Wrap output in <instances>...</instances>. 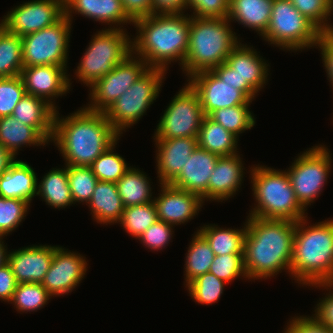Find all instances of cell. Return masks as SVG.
Instances as JSON below:
<instances>
[{
	"label": "cell",
	"mask_w": 333,
	"mask_h": 333,
	"mask_svg": "<svg viewBox=\"0 0 333 333\" xmlns=\"http://www.w3.org/2000/svg\"><path fill=\"white\" fill-rule=\"evenodd\" d=\"M64 15V0H32L8 11L0 24L23 37L57 23Z\"/></svg>",
	"instance_id": "obj_14"
},
{
	"label": "cell",
	"mask_w": 333,
	"mask_h": 333,
	"mask_svg": "<svg viewBox=\"0 0 333 333\" xmlns=\"http://www.w3.org/2000/svg\"><path fill=\"white\" fill-rule=\"evenodd\" d=\"M321 33L290 0H273L270 23L261 37L280 49L302 51L316 47Z\"/></svg>",
	"instance_id": "obj_8"
},
{
	"label": "cell",
	"mask_w": 333,
	"mask_h": 333,
	"mask_svg": "<svg viewBox=\"0 0 333 333\" xmlns=\"http://www.w3.org/2000/svg\"><path fill=\"white\" fill-rule=\"evenodd\" d=\"M58 246L30 245L8 252L7 264L20 283H42Z\"/></svg>",
	"instance_id": "obj_20"
},
{
	"label": "cell",
	"mask_w": 333,
	"mask_h": 333,
	"mask_svg": "<svg viewBox=\"0 0 333 333\" xmlns=\"http://www.w3.org/2000/svg\"><path fill=\"white\" fill-rule=\"evenodd\" d=\"M204 117L197 92L186 83L164 110L153 139L197 138Z\"/></svg>",
	"instance_id": "obj_12"
},
{
	"label": "cell",
	"mask_w": 333,
	"mask_h": 333,
	"mask_svg": "<svg viewBox=\"0 0 333 333\" xmlns=\"http://www.w3.org/2000/svg\"><path fill=\"white\" fill-rule=\"evenodd\" d=\"M185 255L184 279L187 285L196 277L209 272L215 254L207 240L196 231Z\"/></svg>",
	"instance_id": "obj_34"
},
{
	"label": "cell",
	"mask_w": 333,
	"mask_h": 333,
	"mask_svg": "<svg viewBox=\"0 0 333 333\" xmlns=\"http://www.w3.org/2000/svg\"><path fill=\"white\" fill-rule=\"evenodd\" d=\"M56 109L46 100L25 94L17 103L12 116L27 126L34 127L48 142L53 137Z\"/></svg>",
	"instance_id": "obj_25"
},
{
	"label": "cell",
	"mask_w": 333,
	"mask_h": 333,
	"mask_svg": "<svg viewBox=\"0 0 333 333\" xmlns=\"http://www.w3.org/2000/svg\"><path fill=\"white\" fill-rule=\"evenodd\" d=\"M154 14L185 13L187 0H152ZM184 10V11H183Z\"/></svg>",
	"instance_id": "obj_53"
},
{
	"label": "cell",
	"mask_w": 333,
	"mask_h": 333,
	"mask_svg": "<svg viewBox=\"0 0 333 333\" xmlns=\"http://www.w3.org/2000/svg\"><path fill=\"white\" fill-rule=\"evenodd\" d=\"M239 139L209 116L203 118L199 129L198 147L221 156L237 154Z\"/></svg>",
	"instance_id": "obj_30"
},
{
	"label": "cell",
	"mask_w": 333,
	"mask_h": 333,
	"mask_svg": "<svg viewBox=\"0 0 333 333\" xmlns=\"http://www.w3.org/2000/svg\"><path fill=\"white\" fill-rule=\"evenodd\" d=\"M218 158V155L197 147L170 185L199 195L205 203L208 201L209 178Z\"/></svg>",
	"instance_id": "obj_22"
},
{
	"label": "cell",
	"mask_w": 333,
	"mask_h": 333,
	"mask_svg": "<svg viewBox=\"0 0 333 333\" xmlns=\"http://www.w3.org/2000/svg\"><path fill=\"white\" fill-rule=\"evenodd\" d=\"M174 225L168 224L161 220H157L153 225H150L145 232H143L139 237L143 245L151 250H162L165 248L171 238L173 237V227Z\"/></svg>",
	"instance_id": "obj_46"
},
{
	"label": "cell",
	"mask_w": 333,
	"mask_h": 333,
	"mask_svg": "<svg viewBox=\"0 0 333 333\" xmlns=\"http://www.w3.org/2000/svg\"><path fill=\"white\" fill-rule=\"evenodd\" d=\"M159 196L154 197L158 219L171 225H181L193 219L204 201L194 193L178 189L170 184H160Z\"/></svg>",
	"instance_id": "obj_19"
},
{
	"label": "cell",
	"mask_w": 333,
	"mask_h": 333,
	"mask_svg": "<svg viewBox=\"0 0 333 333\" xmlns=\"http://www.w3.org/2000/svg\"><path fill=\"white\" fill-rule=\"evenodd\" d=\"M158 220L153 202L125 207L118 222L123 229L135 239Z\"/></svg>",
	"instance_id": "obj_37"
},
{
	"label": "cell",
	"mask_w": 333,
	"mask_h": 333,
	"mask_svg": "<svg viewBox=\"0 0 333 333\" xmlns=\"http://www.w3.org/2000/svg\"><path fill=\"white\" fill-rule=\"evenodd\" d=\"M187 81L197 92L205 116L220 108L252 103L242 91L221 80L211 70L196 73Z\"/></svg>",
	"instance_id": "obj_16"
},
{
	"label": "cell",
	"mask_w": 333,
	"mask_h": 333,
	"mask_svg": "<svg viewBox=\"0 0 333 333\" xmlns=\"http://www.w3.org/2000/svg\"><path fill=\"white\" fill-rule=\"evenodd\" d=\"M243 258L248 279L290 274L296 222L248 216Z\"/></svg>",
	"instance_id": "obj_2"
},
{
	"label": "cell",
	"mask_w": 333,
	"mask_h": 333,
	"mask_svg": "<svg viewBox=\"0 0 333 333\" xmlns=\"http://www.w3.org/2000/svg\"><path fill=\"white\" fill-rule=\"evenodd\" d=\"M230 24L228 18L190 16L188 49L181 68L187 79L226 62L231 50L240 42Z\"/></svg>",
	"instance_id": "obj_5"
},
{
	"label": "cell",
	"mask_w": 333,
	"mask_h": 333,
	"mask_svg": "<svg viewBox=\"0 0 333 333\" xmlns=\"http://www.w3.org/2000/svg\"><path fill=\"white\" fill-rule=\"evenodd\" d=\"M121 3L125 13L133 22L154 14L152 0H121Z\"/></svg>",
	"instance_id": "obj_50"
},
{
	"label": "cell",
	"mask_w": 333,
	"mask_h": 333,
	"mask_svg": "<svg viewBox=\"0 0 333 333\" xmlns=\"http://www.w3.org/2000/svg\"><path fill=\"white\" fill-rule=\"evenodd\" d=\"M87 205L93 216L92 219L106 225L118 223L125 208L116 183L99 180Z\"/></svg>",
	"instance_id": "obj_27"
},
{
	"label": "cell",
	"mask_w": 333,
	"mask_h": 333,
	"mask_svg": "<svg viewBox=\"0 0 333 333\" xmlns=\"http://www.w3.org/2000/svg\"><path fill=\"white\" fill-rule=\"evenodd\" d=\"M38 178L26 161L15 160L0 177V197L26 200L37 196Z\"/></svg>",
	"instance_id": "obj_26"
},
{
	"label": "cell",
	"mask_w": 333,
	"mask_h": 333,
	"mask_svg": "<svg viewBox=\"0 0 333 333\" xmlns=\"http://www.w3.org/2000/svg\"><path fill=\"white\" fill-rule=\"evenodd\" d=\"M4 236H0V267L7 263L8 251L7 246L4 245Z\"/></svg>",
	"instance_id": "obj_56"
},
{
	"label": "cell",
	"mask_w": 333,
	"mask_h": 333,
	"mask_svg": "<svg viewBox=\"0 0 333 333\" xmlns=\"http://www.w3.org/2000/svg\"><path fill=\"white\" fill-rule=\"evenodd\" d=\"M189 15V16H188ZM137 29L132 53L149 68L168 70L173 61L183 68L190 34V14H153L133 22Z\"/></svg>",
	"instance_id": "obj_3"
},
{
	"label": "cell",
	"mask_w": 333,
	"mask_h": 333,
	"mask_svg": "<svg viewBox=\"0 0 333 333\" xmlns=\"http://www.w3.org/2000/svg\"><path fill=\"white\" fill-rule=\"evenodd\" d=\"M273 0H230L228 20L262 36L270 23Z\"/></svg>",
	"instance_id": "obj_28"
},
{
	"label": "cell",
	"mask_w": 333,
	"mask_h": 333,
	"mask_svg": "<svg viewBox=\"0 0 333 333\" xmlns=\"http://www.w3.org/2000/svg\"><path fill=\"white\" fill-rule=\"evenodd\" d=\"M15 159L9 151L0 145V177L9 169Z\"/></svg>",
	"instance_id": "obj_55"
},
{
	"label": "cell",
	"mask_w": 333,
	"mask_h": 333,
	"mask_svg": "<svg viewBox=\"0 0 333 333\" xmlns=\"http://www.w3.org/2000/svg\"><path fill=\"white\" fill-rule=\"evenodd\" d=\"M159 184H170L198 147L197 138L154 139Z\"/></svg>",
	"instance_id": "obj_21"
},
{
	"label": "cell",
	"mask_w": 333,
	"mask_h": 333,
	"mask_svg": "<svg viewBox=\"0 0 333 333\" xmlns=\"http://www.w3.org/2000/svg\"><path fill=\"white\" fill-rule=\"evenodd\" d=\"M68 183L73 203L88 204L98 182L91 167L67 166Z\"/></svg>",
	"instance_id": "obj_40"
},
{
	"label": "cell",
	"mask_w": 333,
	"mask_h": 333,
	"mask_svg": "<svg viewBox=\"0 0 333 333\" xmlns=\"http://www.w3.org/2000/svg\"><path fill=\"white\" fill-rule=\"evenodd\" d=\"M197 231L207 240L215 255L243 254L246 222L242 229H224L208 224L200 226Z\"/></svg>",
	"instance_id": "obj_32"
},
{
	"label": "cell",
	"mask_w": 333,
	"mask_h": 333,
	"mask_svg": "<svg viewBox=\"0 0 333 333\" xmlns=\"http://www.w3.org/2000/svg\"><path fill=\"white\" fill-rule=\"evenodd\" d=\"M230 0H187L191 16L201 18H227Z\"/></svg>",
	"instance_id": "obj_47"
},
{
	"label": "cell",
	"mask_w": 333,
	"mask_h": 333,
	"mask_svg": "<svg viewBox=\"0 0 333 333\" xmlns=\"http://www.w3.org/2000/svg\"><path fill=\"white\" fill-rule=\"evenodd\" d=\"M211 71L221 80H224V82L235 86V89L239 90V77L235 73V70L231 68L226 62L221 63Z\"/></svg>",
	"instance_id": "obj_54"
},
{
	"label": "cell",
	"mask_w": 333,
	"mask_h": 333,
	"mask_svg": "<svg viewBox=\"0 0 333 333\" xmlns=\"http://www.w3.org/2000/svg\"><path fill=\"white\" fill-rule=\"evenodd\" d=\"M58 246L42 286L54 297L72 292L84 279L87 271L86 257Z\"/></svg>",
	"instance_id": "obj_15"
},
{
	"label": "cell",
	"mask_w": 333,
	"mask_h": 333,
	"mask_svg": "<svg viewBox=\"0 0 333 333\" xmlns=\"http://www.w3.org/2000/svg\"><path fill=\"white\" fill-rule=\"evenodd\" d=\"M291 319L284 333H333V329L321 324L314 316H294Z\"/></svg>",
	"instance_id": "obj_48"
},
{
	"label": "cell",
	"mask_w": 333,
	"mask_h": 333,
	"mask_svg": "<svg viewBox=\"0 0 333 333\" xmlns=\"http://www.w3.org/2000/svg\"><path fill=\"white\" fill-rule=\"evenodd\" d=\"M132 38L125 28H106L92 36L75 70L78 81L91 87L132 54Z\"/></svg>",
	"instance_id": "obj_7"
},
{
	"label": "cell",
	"mask_w": 333,
	"mask_h": 333,
	"mask_svg": "<svg viewBox=\"0 0 333 333\" xmlns=\"http://www.w3.org/2000/svg\"><path fill=\"white\" fill-rule=\"evenodd\" d=\"M150 179L144 171L130 167L116 182L124 207L153 202Z\"/></svg>",
	"instance_id": "obj_33"
},
{
	"label": "cell",
	"mask_w": 333,
	"mask_h": 333,
	"mask_svg": "<svg viewBox=\"0 0 333 333\" xmlns=\"http://www.w3.org/2000/svg\"><path fill=\"white\" fill-rule=\"evenodd\" d=\"M37 195L55 209H63L74 204L68 183L67 166L49 170L37 184Z\"/></svg>",
	"instance_id": "obj_31"
},
{
	"label": "cell",
	"mask_w": 333,
	"mask_h": 333,
	"mask_svg": "<svg viewBox=\"0 0 333 333\" xmlns=\"http://www.w3.org/2000/svg\"><path fill=\"white\" fill-rule=\"evenodd\" d=\"M209 273L214 274L226 283H230L240 276V278L248 279L243 254L215 255Z\"/></svg>",
	"instance_id": "obj_44"
},
{
	"label": "cell",
	"mask_w": 333,
	"mask_h": 333,
	"mask_svg": "<svg viewBox=\"0 0 333 333\" xmlns=\"http://www.w3.org/2000/svg\"><path fill=\"white\" fill-rule=\"evenodd\" d=\"M331 155L325 145H315L298 155L286 170L295 196L305 210L319 197L328 180Z\"/></svg>",
	"instance_id": "obj_10"
},
{
	"label": "cell",
	"mask_w": 333,
	"mask_h": 333,
	"mask_svg": "<svg viewBox=\"0 0 333 333\" xmlns=\"http://www.w3.org/2000/svg\"><path fill=\"white\" fill-rule=\"evenodd\" d=\"M252 191L256 206L248 216L262 219L298 222L307 217L298 202L286 170H276L265 165L251 167Z\"/></svg>",
	"instance_id": "obj_6"
},
{
	"label": "cell",
	"mask_w": 333,
	"mask_h": 333,
	"mask_svg": "<svg viewBox=\"0 0 333 333\" xmlns=\"http://www.w3.org/2000/svg\"><path fill=\"white\" fill-rule=\"evenodd\" d=\"M296 222L290 275L296 283L333 289V219ZM307 224V225H306Z\"/></svg>",
	"instance_id": "obj_4"
},
{
	"label": "cell",
	"mask_w": 333,
	"mask_h": 333,
	"mask_svg": "<svg viewBox=\"0 0 333 333\" xmlns=\"http://www.w3.org/2000/svg\"><path fill=\"white\" fill-rule=\"evenodd\" d=\"M30 203L26 200L0 197V236H7L25 219Z\"/></svg>",
	"instance_id": "obj_43"
},
{
	"label": "cell",
	"mask_w": 333,
	"mask_h": 333,
	"mask_svg": "<svg viewBox=\"0 0 333 333\" xmlns=\"http://www.w3.org/2000/svg\"><path fill=\"white\" fill-rule=\"evenodd\" d=\"M325 297V298H324ZM320 299L312 314L321 324L333 329V291Z\"/></svg>",
	"instance_id": "obj_51"
},
{
	"label": "cell",
	"mask_w": 333,
	"mask_h": 333,
	"mask_svg": "<svg viewBox=\"0 0 333 333\" xmlns=\"http://www.w3.org/2000/svg\"><path fill=\"white\" fill-rule=\"evenodd\" d=\"M320 48L324 69H326L329 83L333 88V34L331 32L321 33L316 48Z\"/></svg>",
	"instance_id": "obj_49"
},
{
	"label": "cell",
	"mask_w": 333,
	"mask_h": 333,
	"mask_svg": "<svg viewBox=\"0 0 333 333\" xmlns=\"http://www.w3.org/2000/svg\"><path fill=\"white\" fill-rule=\"evenodd\" d=\"M249 107L250 105H237L220 108L213 111L209 117L239 139V134L252 129L256 123Z\"/></svg>",
	"instance_id": "obj_36"
},
{
	"label": "cell",
	"mask_w": 333,
	"mask_h": 333,
	"mask_svg": "<svg viewBox=\"0 0 333 333\" xmlns=\"http://www.w3.org/2000/svg\"><path fill=\"white\" fill-rule=\"evenodd\" d=\"M239 153L218 158L208 183V200L226 201L241 187L244 177V163Z\"/></svg>",
	"instance_id": "obj_23"
},
{
	"label": "cell",
	"mask_w": 333,
	"mask_h": 333,
	"mask_svg": "<svg viewBox=\"0 0 333 333\" xmlns=\"http://www.w3.org/2000/svg\"><path fill=\"white\" fill-rule=\"evenodd\" d=\"M71 25L64 15L57 23L21 37L23 67L55 65L66 69Z\"/></svg>",
	"instance_id": "obj_11"
},
{
	"label": "cell",
	"mask_w": 333,
	"mask_h": 333,
	"mask_svg": "<svg viewBox=\"0 0 333 333\" xmlns=\"http://www.w3.org/2000/svg\"><path fill=\"white\" fill-rule=\"evenodd\" d=\"M22 52V38L8 32L0 24V78L20 75L23 68Z\"/></svg>",
	"instance_id": "obj_35"
},
{
	"label": "cell",
	"mask_w": 333,
	"mask_h": 333,
	"mask_svg": "<svg viewBox=\"0 0 333 333\" xmlns=\"http://www.w3.org/2000/svg\"><path fill=\"white\" fill-rule=\"evenodd\" d=\"M49 142L34 128L12 115L0 118V145L15 158L24 145L44 146Z\"/></svg>",
	"instance_id": "obj_29"
},
{
	"label": "cell",
	"mask_w": 333,
	"mask_h": 333,
	"mask_svg": "<svg viewBox=\"0 0 333 333\" xmlns=\"http://www.w3.org/2000/svg\"><path fill=\"white\" fill-rule=\"evenodd\" d=\"M146 62L130 54L89 89L88 110L104 113L148 69Z\"/></svg>",
	"instance_id": "obj_13"
},
{
	"label": "cell",
	"mask_w": 333,
	"mask_h": 333,
	"mask_svg": "<svg viewBox=\"0 0 333 333\" xmlns=\"http://www.w3.org/2000/svg\"><path fill=\"white\" fill-rule=\"evenodd\" d=\"M239 42L227 56L226 63L239 77V90L251 101L268 81V64L253 46ZM265 84V85H264Z\"/></svg>",
	"instance_id": "obj_17"
},
{
	"label": "cell",
	"mask_w": 333,
	"mask_h": 333,
	"mask_svg": "<svg viewBox=\"0 0 333 333\" xmlns=\"http://www.w3.org/2000/svg\"><path fill=\"white\" fill-rule=\"evenodd\" d=\"M67 74V69L62 66L39 65L23 67L20 77L26 94L42 98L58 110L53 100L64 96L72 85Z\"/></svg>",
	"instance_id": "obj_18"
},
{
	"label": "cell",
	"mask_w": 333,
	"mask_h": 333,
	"mask_svg": "<svg viewBox=\"0 0 333 333\" xmlns=\"http://www.w3.org/2000/svg\"><path fill=\"white\" fill-rule=\"evenodd\" d=\"M118 140L105 150L90 166L99 181L116 183L131 167L118 153H114Z\"/></svg>",
	"instance_id": "obj_39"
},
{
	"label": "cell",
	"mask_w": 333,
	"mask_h": 333,
	"mask_svg": "<svg viewBox=\"0 0 333 333\" xmlns=\"http://www.w3.org/2000/svg\"><path fill=\"white\" fill-rule=\"evenodd\" d=\"M56 110L51 142L58 148L66 166L90 167L120 134L107 120L105 113L85 106L65 118Z\"/></svg>",
	"instance_id": "obj_1"
},
{
	"label": "cell",
	"mask_w": 333,
	"mask_h": 333,
	"mask_svg": "<svg viewBox=\"0 0 333 333\" xmlns=\"http://www.w3.org/2000/svg\"><path fill=\"white\" fill-rule=\"evenodd\" d=\"M52 295L41 283H20L17 285L10 303L19 312H32L40 310L46 305Z\"/></svg>",
	"instance_id": "obj_38"
},
{
	"label": "cell",
	"mask_w": 333,
	"mask_h": 333,
	"mask_svg": "<svg viewBox=\"0 0 333 333\" xmlns=\"http://www.w3.org/2000/svg\"><path fill=\"white\" fill-rule=\"evenodd\" d=\"M64 10L65 16L71 22L72 14L75 13L110 25V29H115V27L116 29H122L123 24L126 25L127 23L133 25V21L127 16L122 7L121 0H64Z\"/></svg>",
	"instance_id": "obj_24"
},
{
	"label": "cell",
	"mask_w": 333,
	"mask_h": 333,
	"mask_svg": "<svg viewBox=\"0 0 333 333\" xmlns=\"http://www.w3.org/2000/svg\"><path fill=\"white\" fill-rule=\"evenodd\" d=\"M167 72L160 68H148L127 91L104 113L113 128L120 134L138 123L161 91Z\"/></svg>",
	"instance_id": "obj_9"
},
{
	"label": "cell",
	"mask_w": 333,
	"mask_h": 333,
	"mask_svg": "<svg viewBox=\"0 0 333 333\" xmlns=\"http://www.w3.org/2000/svg\"><path fill=\"white\" fill-rule=\"evenodd\" d=\"M18 285L10 266L0 267V300L10 302Z\"/></svg>",
	"instance_id": "obj_52"
},
{
	"label": "cell",
	"mask_w": 333,
	"mask_h": 333,
	"mask_svg": "<svg viewBox=\"0 0 333 333\" xmlns=\"http://www.w3.org/2000/svg\"><path fill=\"white\" fill-rule=\"evenodd\" d=\"M26 94L23 81L20 77L0 78V118L12 115L17 103Z\"/></svg>",
	"instance_id": "obj_45"
},
{
	"label": "cell",
	"mask_w": 333,
	"mask_h": 333,
	"mask_svg": "<svg viewBox=\"0 0 333 333\" xmlns=\"http://www.w3.org/2000/svg\"><path fill=\"white\" fill-rule=\"evenodd\" d=\"M294 7L310 20L322 33L333 29L330 16L333 15V0H290Z\"/></svg>",
	"instance_id": "obj_42"
},
{
	"label": "cell",
	"mask_w": 333,
	"mask_h": 333,
	"mask_svg": "<svg viewBox=\"0 0 333 333\" xmlns=\"http://www.w3.org/2000/svg\"><path fill=\"white\" fill-rule=\"evenodd\" d=\"M225 284L227 283L208 272L193 279L186 285V288L195 302L210 305L220 299Z\"/></svg>",
	"instance_id": "obj_41"
}]
</instances>
